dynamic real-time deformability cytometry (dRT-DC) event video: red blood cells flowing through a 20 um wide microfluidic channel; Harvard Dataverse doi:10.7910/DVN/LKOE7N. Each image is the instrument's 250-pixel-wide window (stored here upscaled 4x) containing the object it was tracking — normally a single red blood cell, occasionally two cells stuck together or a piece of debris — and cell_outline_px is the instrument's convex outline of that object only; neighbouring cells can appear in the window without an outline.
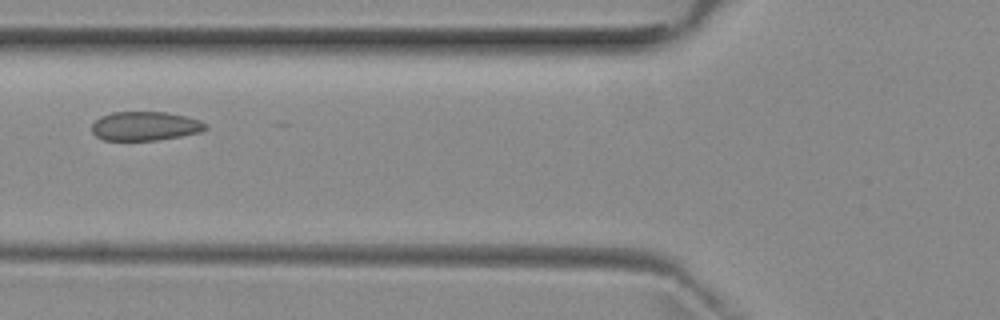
{"species": "common noctule bat (a hibernating species)", "species_latin": "Nyctalus noctula", "temperature_condition": "room temperature", "stored_images_in_passage": 6, "camera_frame_rate_fps": 3000, "um_per_image_px": 0.085, "animal": {"sex": "female", "body_mass_g": 29.2, "forearm_length_mm": 56.3}, "frame": {"image": 1, "passage_image": 6, "time_ms": 5.667, "image_size_px": [1000, 320], "cell_outline_px": [[208, 128], [200, 132], [180, 136], [156, 140], [104, 140], [96, 136], [92, 132], [92, 124], [100, 116], [112, 112], [168, 112], [200, 120], [208, 124]], "centroid_in_image_um": [12.34, 10.71], "position_along_channel_um": 113.5, "area_um2": 19.25}}